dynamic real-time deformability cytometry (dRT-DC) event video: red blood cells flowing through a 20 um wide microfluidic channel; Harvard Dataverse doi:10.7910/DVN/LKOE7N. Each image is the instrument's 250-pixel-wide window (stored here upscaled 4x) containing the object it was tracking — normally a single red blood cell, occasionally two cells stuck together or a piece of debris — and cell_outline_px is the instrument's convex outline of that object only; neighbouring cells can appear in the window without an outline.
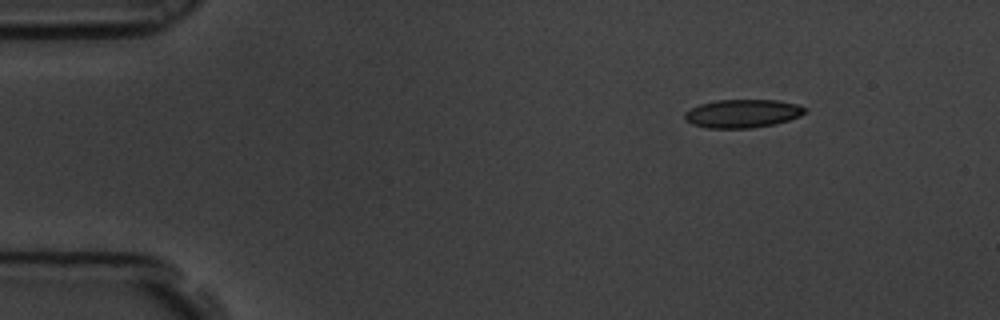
{"species": "common noctule bat (a hibernating species)", "species_latin": "Nyctalus noctula", "temperature_condition": "room temperature", "stored_images_in_passage": 52, "camera_frame_rate_fps": 3000, "um_per_image_px": 0.085, "animal": {"sex": "male", "body_mass_g": 19.5, "forearm_length_mm": 54.6}, "frame": {"image": 1, "passage_image": 1, "time_ms": 0.0, "image_size_px": [1000, 320], "cell_outline_px": [[808, 108], [800, 116], [776, 124], [752, 128], [708, 128], [692, 124], [684, 120], [684, 112], [700, 104], [716, 100], [776, 100], [796, 104]], "centroid_in_image_um": [63.1, 9.65], "position_along_channel_um": 21.9, "area_um2": 19.88}}
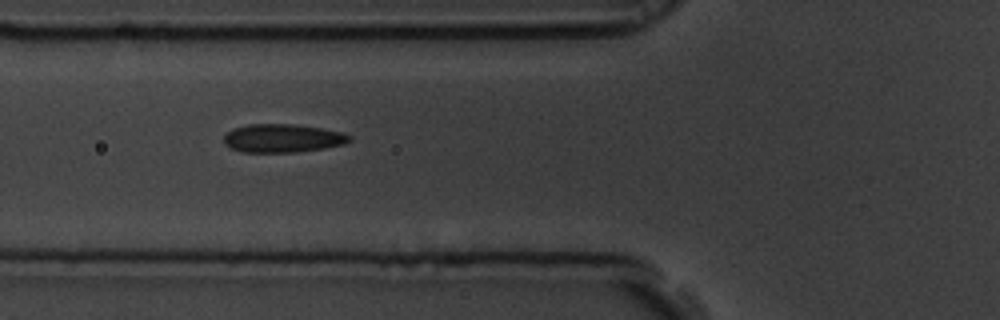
{"frame": {"image": 2, "passage_image": 15, "time_ms": 4.667, "image_size_px": [1000, 320], "cell_outline_px": [[352, 140], [344, 144], [324, 148], [296, 152], [244, 152], [232, 148], [224, 144], [224, 136], [232, 128], [248, 124], [292, 124], [320, 128], [344, 132], [352, 136]], "centroid_in_image_um": [24.04, 11.74], "position_along_channel_um": 101.8, "area_um2": 20.81}}
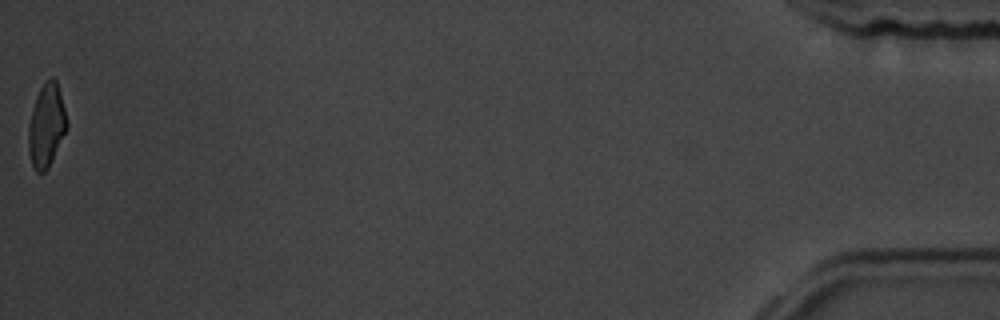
{"frame": {"image": 3, "passage_image": 52, "time_ms": 17.0, "image_size_px": [1000, 320], "cell_outline_px": [[68, 128], [48, 168], [44, 172], [36, 172], [32, 164], [28, 148], [28, 128], [32, 108], [36, 96], [40, 88], [52, 76], [56, 80], [60, 92], [68, 124]], "centroid_in_image_um": [3.95, 10.68], "position_along_channel_um": 431.3, "area_um2": 18.5}, "authors_computed_cell_mechanics": {"area_um2": 20.23, "velocity_mm_per_s": 3.4797, "shape_relaxation_time_tau1_ms": 5.284, "shape_relaxation_time_tau2_ms": 1.8489, "deformation_change_tau1": 0.1404, "deformation_change_tau2": 0.0649}}